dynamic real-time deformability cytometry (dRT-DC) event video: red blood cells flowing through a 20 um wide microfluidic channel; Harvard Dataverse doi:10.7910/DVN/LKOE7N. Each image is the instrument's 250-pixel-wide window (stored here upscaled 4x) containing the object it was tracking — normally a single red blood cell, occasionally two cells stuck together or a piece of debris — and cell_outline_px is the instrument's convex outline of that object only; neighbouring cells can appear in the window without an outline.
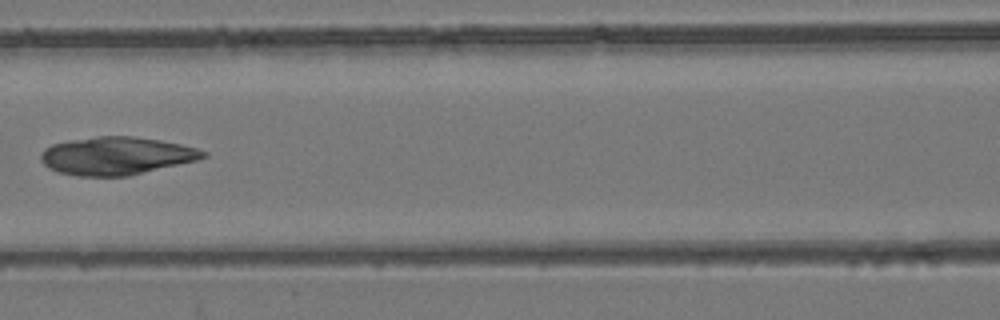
{"species": "common noctule bat (a hibernating species)", "species_latin": "Nyctalus noctula", "temperature_condition": "room temperature", "stored_images_in_passage": 7, "camera_frame_rate_fps": 3000, "um_per_image_px": 0.085, "animal": {"sex": "female", "body_mass_g": 24.6, "forearm_length_mm": 56.2}, "frame": {"image": 1, "passage_image": 7, "time_ms": 2.0, "image_size_px": [1000, 320], "cell_outline_px": [[208, 156], [196, 160], [128, 176], [76, 176], [60, 172], [48, 168], [40, 160], [40, 156], [44, 148], [52, 144], [68, 140], [96, 136], [132, 136], [160, 140], [180, 144], [196, 148], [208, 152]], "centroid_in_image_um": [9.86, 13.24], "position_along_channel_um": 156.7, "area_um2": 35.84}}